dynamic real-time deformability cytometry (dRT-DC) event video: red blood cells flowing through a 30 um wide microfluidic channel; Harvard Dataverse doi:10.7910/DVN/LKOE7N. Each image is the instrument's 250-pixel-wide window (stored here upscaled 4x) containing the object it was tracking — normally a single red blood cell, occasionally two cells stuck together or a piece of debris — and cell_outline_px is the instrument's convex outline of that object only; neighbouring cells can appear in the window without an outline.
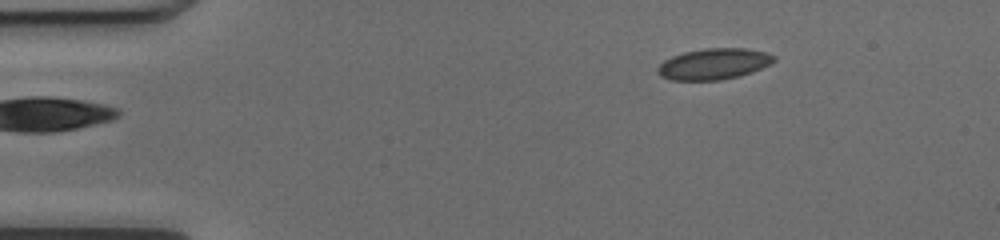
{"species": "common noctule bat (a hibernating species)", "species_latin": "Nyctalus noctula", "temperature_condition": "cold", "stored_images_in_passage": 44, "camera_frame_rate_fps": 3000, "um_per_image_px": 0.085, "animal": {"sex": "female", "body_mass_g": 17.0, "forearm_length_mm": 48.0}, "frame": {"image": 1, "passage_image": 1, "time_ms": 0.0, "image_size_px": [1000, 240], "cell_outline_px": [[776, 60], [752, 72], [720, 80], [672, 80], [660, 76], [656, 72], [656, 68], [664, 60], [672, 56], [684, 52], [704, 48], [744, 48], [764, 52], [776, 56]], "centroid_in_image_um": [60.62, 5.43], "position_along_channel_um": 24.4, "area_um2": 20.92}}
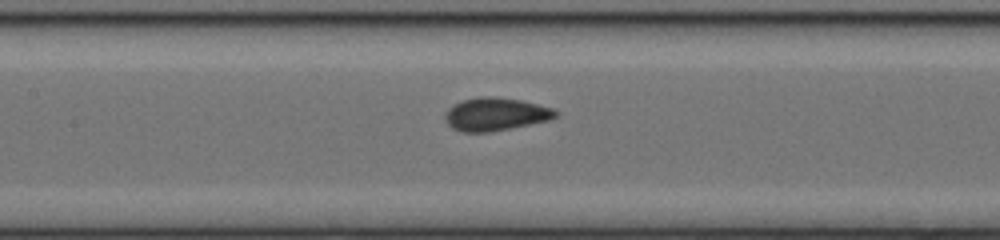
{"frame": {"image": 2, "passage_image": 17, "time_ms": 5.333, "image_size_px": [1000, 240], "cell_outline_px": [[560, 116], [548, 120], [492, 132], [460, 132], [452, 128], [448, 124], [444, 116], [444, 112], [452, 104], [464, 100], [480, 96], [488, 96], [520, 100], [552, 108], [560, 112]], "centroid_in_image_um": [42.1, 9.71], "position_along_channel_um": 165.3, "area_um2": 21.33}}
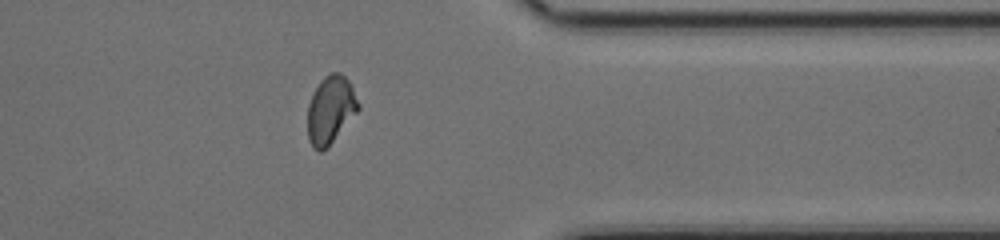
{"frame": {"image": 3, "passage_image": 34, "time_ms": 11.0, "image_size_px": [1000, 240], "cell_outline_px": [[360, 108], [328, 148], [320, 152], [312, 148], [308, 140], [308, 104], [312, 92], [320, 80], [324, 76], [332, 72], [340, 72], [348, 80], [360, 104]], "centroid_in_image_um": [28.08, 9.35], "position_along_channel_um": 383.3, "area_um2": 20.23}, "authors_computed_cell_mechanics": {"area_um2": 20.4034, "velocity_mm_per_s": 4.0685, "shape_relaxation_time_tau1_ms": 6.2439, "shape_relaxation_time_tau2_ms": 0.7383, "deformation_change_tau1": 0.151, "deformation_change_tau2": 0.0429}}